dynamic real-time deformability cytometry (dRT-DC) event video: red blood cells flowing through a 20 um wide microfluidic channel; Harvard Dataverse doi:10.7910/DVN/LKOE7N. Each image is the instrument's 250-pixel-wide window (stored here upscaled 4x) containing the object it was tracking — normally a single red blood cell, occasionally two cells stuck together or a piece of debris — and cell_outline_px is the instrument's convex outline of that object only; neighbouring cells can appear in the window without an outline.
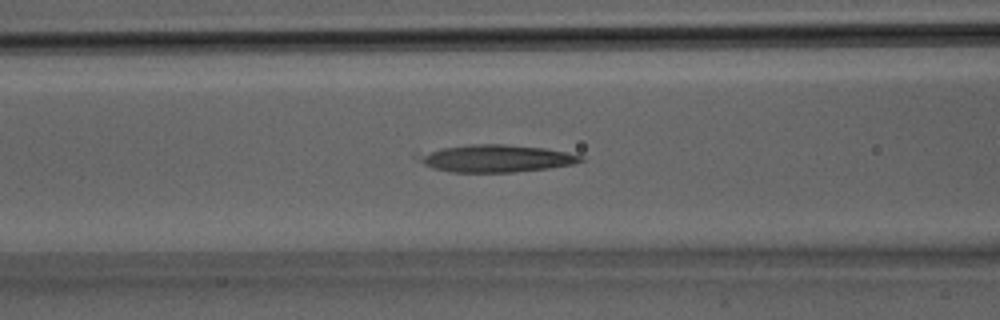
{"species": "Egyptian fruit bat (a non-hibernating species)", "species_latin": "Rousettus aegyptiacus", "temperature_condition": "room temperature", "stored_images_in_passage": 20, "camera_frame_rate_fps": 3000, "um_per_image_px": 0.085, "animal": {"sex": "male"}, "frame": {"image": 1, "passage_image": 12, "time_ms": 3.667, "image_size_px": [1000, 320], "cell_outline_px": [[584, 160], [572, 164], [548, 168], [512, 172], [448, 172], [432, 168], [424, 164], [412, 156], [412, 152], [468, 144], [504, 144], [544, 148], [568, 152], [584, 156]], "centroid_in_image_um": [42.02, 13.45], "position_along_channel_um": 124.6, "area_um2": 26.36}}
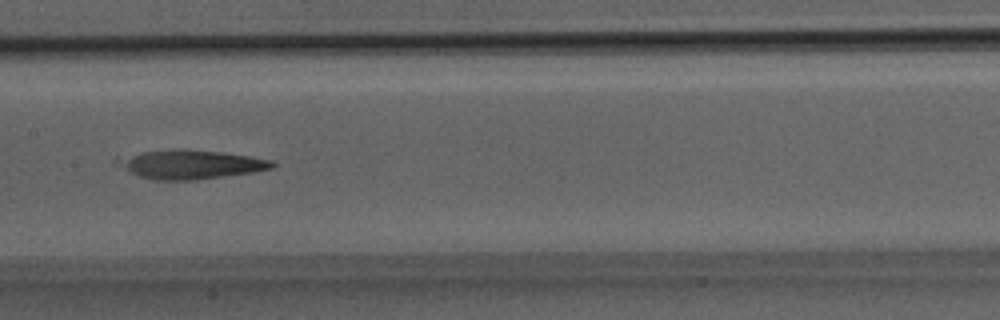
{"frame": {"image": 2, "passage_image": 15, "time_ms": 4.667, "image_size_px": [1000, 320], "cell_outline_px": [[276, 164], [272, 168], [252, 172], [196, 180], [152, 180], [140, 176], [112, 164], [112, 160], [116, 156], [144, 152], [220, 152], [248, 156], [272, 160]], "centroid_in_image_um": [16.11, 14.02], "position_along_channel_um": 191.3, "area_um2": 25.2}}